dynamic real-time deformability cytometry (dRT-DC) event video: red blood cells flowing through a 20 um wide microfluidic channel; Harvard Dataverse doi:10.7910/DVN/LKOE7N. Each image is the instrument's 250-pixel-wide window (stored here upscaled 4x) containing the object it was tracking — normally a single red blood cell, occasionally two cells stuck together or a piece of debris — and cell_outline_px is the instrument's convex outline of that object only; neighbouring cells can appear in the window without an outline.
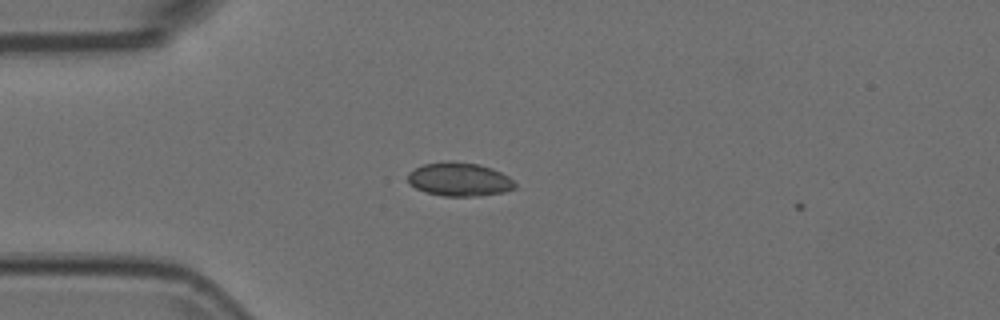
{"species": "Egyptian fruit bat (a non-hibernating species)", "species_latin": "Rousettus aegyptiacus", "temperature_condition": "room temperature", "stored_images_in_passage": 6, "camera_frame_rate_fps": 3000, "um_per_image_px": 0.085, "animal": {"sex": "female"}, "frame": {"image": 1, "passage_image": 4, "time_ms": 1.0, "image_size_px": [1000, 320], "cell_outline_px": [[516, 188], [504, 192], [480, 196], [444, 196], [424, 192], [408, 184], [408, 172], [424, 164], [444, 160], [452, 160], [480, 164], [492, 168], [508, 176], [516, 184]], "centroid_in_image_um": [39.03, 15.24], "position_along_channel_um": 46.0, "area_um2": 21.33}}